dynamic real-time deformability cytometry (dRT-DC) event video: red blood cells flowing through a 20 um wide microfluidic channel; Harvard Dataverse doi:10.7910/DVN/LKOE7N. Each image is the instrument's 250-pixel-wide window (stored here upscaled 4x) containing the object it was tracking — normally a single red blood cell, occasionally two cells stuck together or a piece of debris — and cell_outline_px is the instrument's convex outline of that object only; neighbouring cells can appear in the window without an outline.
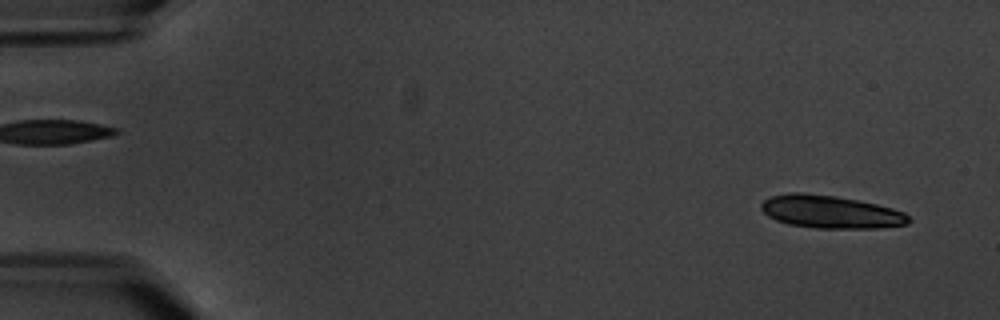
{"species": "common noctule bat (a hibernating species)", "species_latin": "Nyctalus noctula", "temperature_condition": "warm", "stored_images_in_passage": 6, "segment_of_instrument_passage": [2, 2], "camera_frame_rate_fps": 3000, "um_per_image_px": 0.085, "animal": {"sex": "male", "body_mass_g": 20.1, "forearm_length_mm": 53.5}, "frame": {"image": 1, "passage_image": 6, "time_ms": 6.0, "image_size_px": [1000, 320], "cell_outline_px": [[912, 220], [908, 224], [876, 228], [816, 228], [788, 224], [776, 220], [768, 216], [760, 208], [760, 204], [764, 200], [772, 196], [788, 192], [804, 192], [836, 196], [876, 204], [892, 208], [904, 212]], "centroid_in_image_um": [70.58, 18.0], "position_along_channel_um": 14.4, "area_um2": 28.26}}